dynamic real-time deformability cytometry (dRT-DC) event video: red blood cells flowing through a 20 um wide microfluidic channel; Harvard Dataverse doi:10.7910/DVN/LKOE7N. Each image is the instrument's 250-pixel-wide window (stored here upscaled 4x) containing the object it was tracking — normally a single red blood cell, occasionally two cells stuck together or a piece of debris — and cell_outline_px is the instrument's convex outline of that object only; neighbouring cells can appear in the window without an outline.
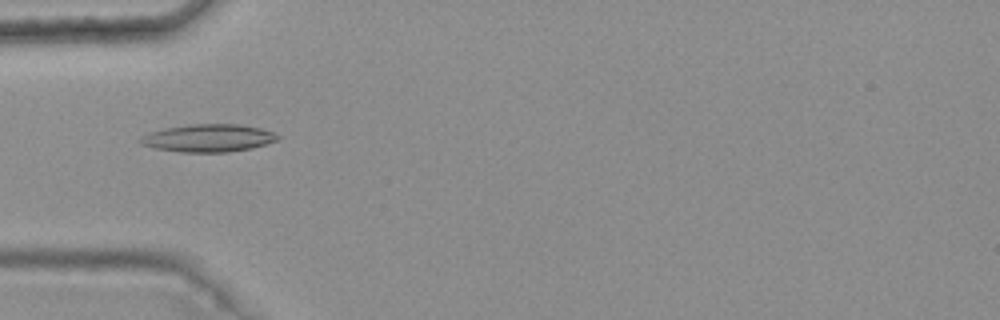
{"species": "common noctule bat (a hibernating species)", "species_latin": "Nyctalus noctula", "temperature_condition": "warm", "stored_images_in_passage": 6, "camera_frame_rate_fps": 3000, "um_per_image_px": 0.085, "animal": {"sex": "female", "body_mass_g": 25.1}, "frame": {"image": 1, "passage_image": 1, "time_ms": 0.0, "image_size_px": [1000, 320], "cell_outline_px": [[280, 136], [276, 140], [252, 148], [228, 152], [180, 152], [156, 148], [140, 144], [136, 140], [140, 136], [148, 132], [164, 128], [192, 124], [236, 124], [260, 128], [272, 132]], "centroid_in_image_um": [17.63, 11.73], "position_along_channel_um": 67.4, "area_um2": 22.14}}
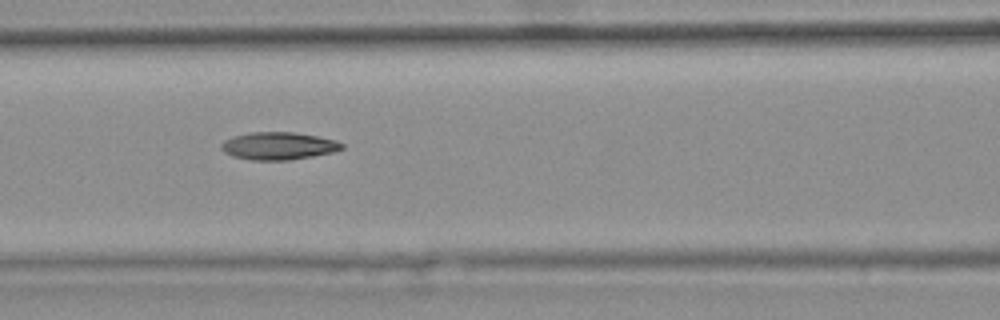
{"frame": {"image": 2, "passage_image": 3, "time_ms": 0.667, "image_size_px": [1000, 320], "cell_outline_px": [[344, 148], [332, 152], [312, 156], [288, 160], [252, 160], [232, 156], [224, 152], [220, 148], [220, 144], [224, 140], [232, 136], [248, 132], [292, 132], [316, 136], [336, 140], [344, 144]], "centroid_in_image_um": [23.63, 12.4], "position_along_channel_um": 143.0, "area_um2": 19.42}}
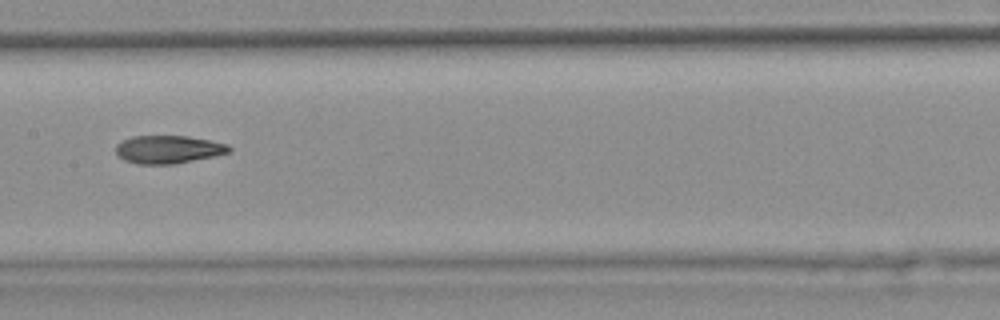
{"frame": {"image": 3, "passage_image": 4, "time_ms": 1.0, "image_size_px": [1000, 320], "cell_outline_px": [[232, 148], [228, 152], [212, 156], [176, 164], [136, 164], [124, 160], [116, 152], [116, 144], [120, 140], [132, 136], [188, 136], [228, 144]], "centroid_in_image_um": [14.26, 12.7], "position_along_channel_um": 193.1, "area_um2": 18.44}}